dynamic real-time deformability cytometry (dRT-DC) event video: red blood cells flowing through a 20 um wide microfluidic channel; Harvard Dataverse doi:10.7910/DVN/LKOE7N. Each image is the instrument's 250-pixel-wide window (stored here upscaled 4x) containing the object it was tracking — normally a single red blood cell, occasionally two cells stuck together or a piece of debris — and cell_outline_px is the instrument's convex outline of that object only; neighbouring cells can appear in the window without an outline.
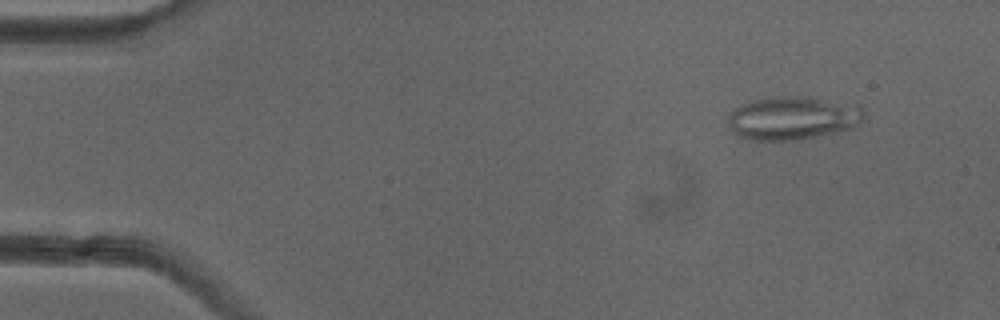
{"species": "common noctule bat (a hibernating species)", "species_latin": "Nyctalus noctula", "temperature_condition": "cold", "stored_images_in_passage": 51, "camera_frame_rate_fps": 3000, "um_per_image_px": 0.085, "animal": {"sex": "female"}, "frame": {"image": 1, "passage_image": 5, "time_ms": 1.333, "image_size_px": [1000, 320], "cell_outline_px": [[864, 116], [852, 128], [836, 132], [800, 140], [752, 140], [736, 136], [728, 124], [728, 116], [736, 108], [748, 100], [780, 96], [800, 96], [856, 104], [864, 112]], "centroid_in_image_um": [67.34, 10.04], "position_along_channel_um": 17.7, "area_um2": 34.28}}
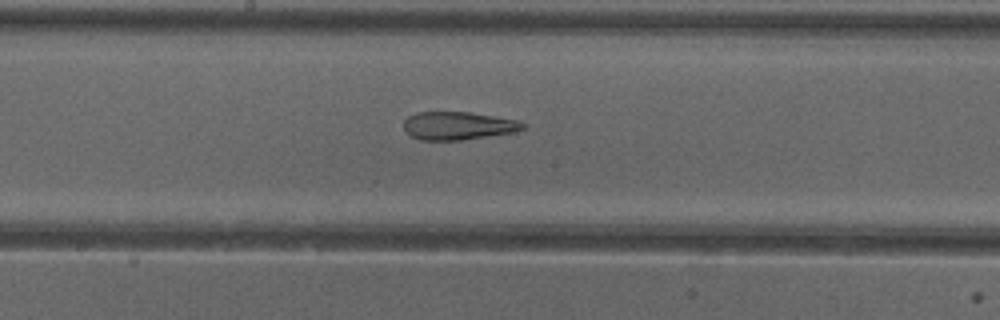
{"frame": {"image": 2, "passage_image": 27, "time_ms": 8.667, "image_size_px": [1000, 320], "cell_outline_px": [[528, 124], [524, 128], [516, 132], [460, 140], [420, 140], [404, 132], [404, 120], [408, 116], [416, 112], [468, 112], [516, 120]], "centroid_in_image_um": [38.91, 10.69], "position_along_channel_um": 209.3, "area_um2": 19.48}}
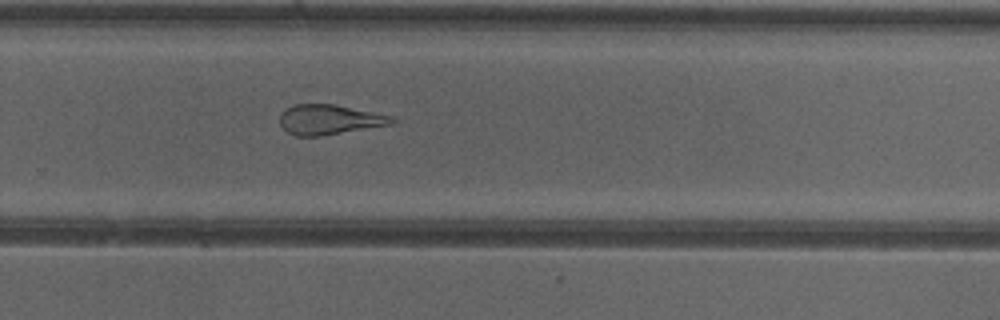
{"frame": {"image": 3, "passage_image": 34, "time_ms": 11.0, "image_size_px": [1000, 320], "cell_outline_px": [[396, 120], [392, 124], [320, 136], [296, 136], [288, 132], [280, 124], [280, 112], [284, 108], [296, 104], [336, 104], [392, 116]], "centroid_in_image_um": [27.97, 10.15], "position_along_channel_um": 301.8, "area_um2": 19.54}, "authors_computed_cell_mechanics": {"area_um2": 24.276, "velocity_mm_per_s": 3.9909, "shape_relaxation_time_tau1_ms": null, "shape_relaxation_time_tau2_ms": 2.5492, "deformation_change_tau1": null, "deformation_change_tau2": 0.1161}}